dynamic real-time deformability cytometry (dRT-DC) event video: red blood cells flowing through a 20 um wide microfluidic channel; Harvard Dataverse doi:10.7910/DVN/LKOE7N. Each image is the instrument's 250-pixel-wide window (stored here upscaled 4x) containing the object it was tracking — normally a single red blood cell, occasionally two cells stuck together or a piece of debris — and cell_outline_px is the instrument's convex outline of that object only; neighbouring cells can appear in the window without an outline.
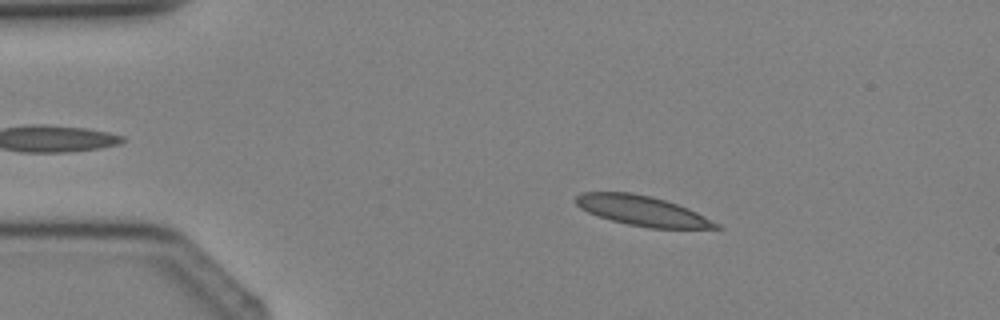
{"species": "Egyptian fruit bat (a non-hibernating species)", "species_latin": "Rousettus aegyptiacus", "temperature_condition": "cold", "stored_images_in_passage": 2, "camera_frame_rate_fps": 3000, "um_per_image_px": 0.085, "animal": {"sex": "female"}, "frame": {"image": 1, "passage_image": 1, "time_ms": 0.0, "image_size_px": [1000, 320], "cell_outline_px": [[724, 228], [648, 228], [628, 224], [612, 220], [588, 212], [580, 208], [572, 200], [580, 192], [632, 192], [652, 196], [688, 208], [720, 224]], "centroid_in_image_um": [54.56, 17.9], "position_along_channel_um": 30.4, "area_um2": 24.39}}